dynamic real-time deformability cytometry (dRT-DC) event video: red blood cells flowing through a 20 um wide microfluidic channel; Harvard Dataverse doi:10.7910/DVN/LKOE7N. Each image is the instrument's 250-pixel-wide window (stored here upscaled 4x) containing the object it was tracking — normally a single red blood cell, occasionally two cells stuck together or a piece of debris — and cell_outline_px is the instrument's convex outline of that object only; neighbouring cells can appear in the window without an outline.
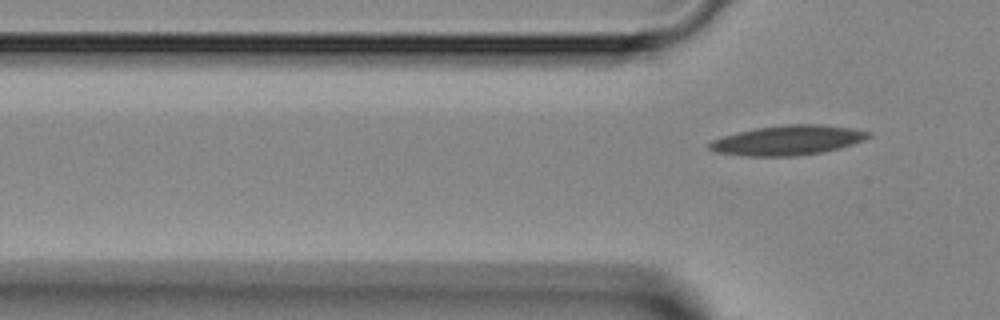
{"species": "Egyptian fruit bat (a non-hibernating species)", "species_latin": "Rousettus aegyptiacus", "temperature_condition": "room temperature", "stored_images_in_passage": 2, "camera_frame_rate_fps": 3000, "um_per_image_px": 0.085, "animal": {"sex": "female"}, "frame": {"image": 1, "passage_image": 2, "time_ms": 2.333, "image_size_px": [1000, 320], "cell_outline_px": [[872, 136], [864, 140], [840, 148], [824, 152], [796, 156], [744, 156], [716, 152], [708, 148], [708, 144], [712, 140], [736, 132], [756, 128], [784, 124], [820, 124], [852, 128], [872, 132]], "centroid_in_image_um": [66.98, 11.92], "position_along_channel_um": 58.8, "area_um2": 27.74}}